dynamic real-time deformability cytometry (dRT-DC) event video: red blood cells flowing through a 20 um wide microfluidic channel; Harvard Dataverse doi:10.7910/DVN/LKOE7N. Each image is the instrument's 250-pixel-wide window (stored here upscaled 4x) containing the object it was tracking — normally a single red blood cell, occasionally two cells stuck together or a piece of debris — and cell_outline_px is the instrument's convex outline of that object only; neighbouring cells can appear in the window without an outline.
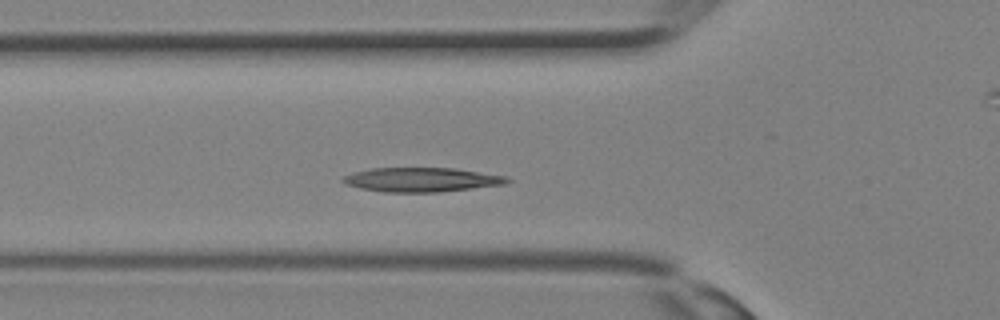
{"species": "Egyptian fruit bat (a non-hibernating species)", "species_latin": "Rousettus aegyptiacus", "temperature_condition": "room temperature", "stored_images_in_passage": 28, "camera_frame_rate_fps": 3000, "um_per_image_px": 0.085, "animal": {"sex": "female"}, "frame": {"image": 1, "passage_image": 6, "time_ms": 1.667, "image_size_px": [1000, 320], "cell_outline_px": [[512, 180], [504, 184], [440, 192], [384, 192], [360, 188], [348, 184], [340, 180], [344, 176], [352, 172], [368, 168], [456, 168], [508, 176]], "centroid_in_image_um": [35.84, 15.26], "position_along_channel_um": 90.0, "area_um2": 23.29}}
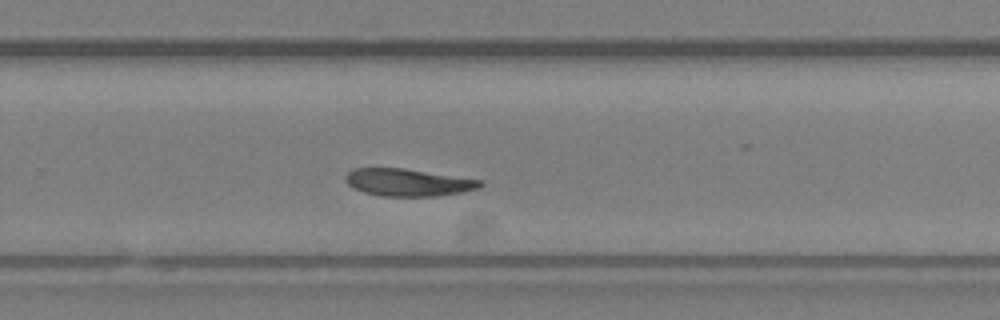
{"frame": {"image": 2, "passage_image": 16, "time_ms": 5.0, "image_size_px": [1000, 320], "cell_outline_px": [[484, 184], [480, 188], [464, 192], [436, 196], [380, 196], [364, 192], [348, 184], [344, 180], [344, 176], [352, 168], [404, 168], [480, 180]], "centroid_in_image_um": [34.67, 15.5], "position_along_channel_um": 295.1, "area_um2": 21.44}}
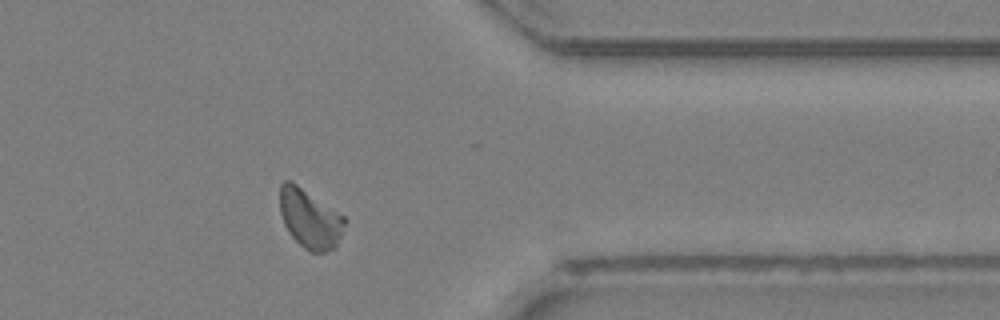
{"frame": {"image": 3, "passage_image": 21, "time_ms": 6.667, "image_size_px": [1000, 320], "cell_outline_px": [[348, 220], [336, 248], [324, 252], [312, 252], [304, 248], [288, 232], [284, 224], [280, 212], [280, 184], [284, 180], [292, 180], [344, 216]], "centroid_in_image_um": [26.35, 18.58], "position_along_channel_um": 385.0, "area_um2": 22.54}}